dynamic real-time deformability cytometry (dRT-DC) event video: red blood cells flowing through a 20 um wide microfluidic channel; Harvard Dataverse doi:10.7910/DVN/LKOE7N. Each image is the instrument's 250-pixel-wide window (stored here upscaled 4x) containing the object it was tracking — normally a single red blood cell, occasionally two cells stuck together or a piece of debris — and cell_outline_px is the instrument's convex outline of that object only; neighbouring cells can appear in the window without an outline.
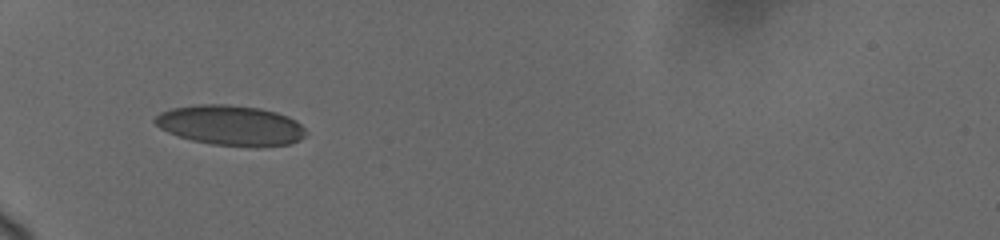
{"species": "human", "species_latin": "Homo sapiens", "temperature_condition": "cold", "stored_images_in_passage": 77, "camera_frame_rate_fps": 3000, "um_per_image_px": 0.085, "donor": {"sex": "female"}, "frame": {"image": 1, "passage_image": 1, "time_ms": 0.0, "image_size_px": [1000, 240], "cell_outline_px": [[308, 132], [300, 140], [292, 144], [256, 148], [212, 144], [192, 140], [168, 132], [160, 128], [152, 120], [160, 112], [172, 108], [196, 104], [224, 104], [260, 108], [276, 112], [288, 116], [296, 120]], "centroid_in_image_um": [19.64, 10.67], "position_along_channel_um": 65.4, "area_um2": 35.66}}
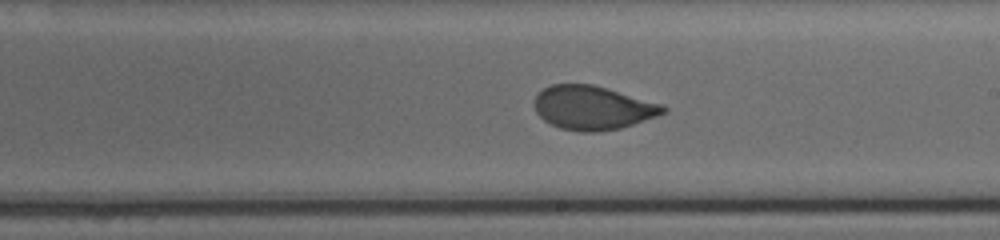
{"frame": {"image": 2, "passage_image": 31, "time_ms": 5.0, "image_size_px": [1000, 240], "cell_outline_px": [[668, 112], [620, 128], [600, 132], [580, 132], [560, 128], [544, 120], [536, 112], [536, 96], [544, 88], [552, 84], [592, 84], [664, 104], [668, 108]], "centroid_in_image_um": [50.42, 9.16], "position_along_channel_um": 238.6, "area_um2": 32.77}}
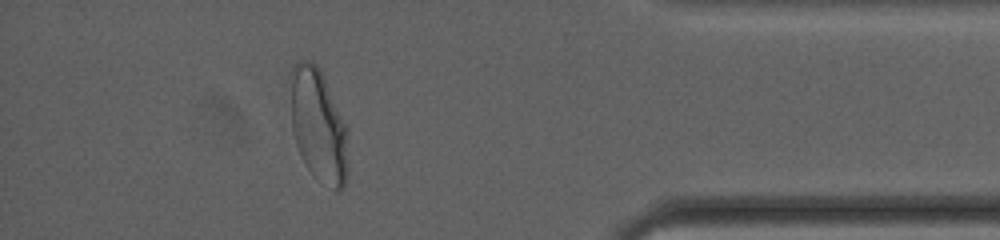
{"frame": {"image": 3, "passage_image": 65, "time_ms": 10.333, "image_size_px": [1000, 240], "cell_outline_px": [[348, 176], [340, 192], [312, 176], [304, 164], [300, 156], [296, 144], [292, 128], [288, 76], [288, 72], [292, 64], [296, 60], [312, 60], [316, 64], [324, 76], [348, 132]], "centroid_in_image_um": [27.02, 10.62], "position_along_channel_um": 408.2, "area_um2": 38.96}, "authors_computed_cell_mechanics": {"area_um2": 34.0442, "velocity_mm_per_s": 3.6919, "shape_relaxation_time_tau1_ms": 4.4477, "shape_relaxation_time_tau2_ms": null, "deformation_change_tau1": 0.1459, "deformation_change_tau2": null}}